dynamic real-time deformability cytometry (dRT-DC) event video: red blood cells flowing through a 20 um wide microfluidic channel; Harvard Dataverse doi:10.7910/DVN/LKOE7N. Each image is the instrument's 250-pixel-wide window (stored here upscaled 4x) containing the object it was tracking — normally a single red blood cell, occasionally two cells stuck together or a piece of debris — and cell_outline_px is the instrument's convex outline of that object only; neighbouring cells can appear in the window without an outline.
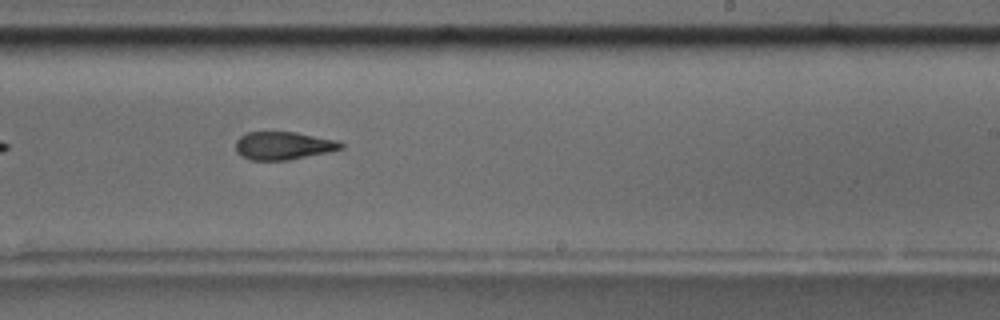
{"species": "common noctule bat (a hibernating species)", "species_latin": "Nyctalus noctula", "temperature_condition": "room temperature", "stored_images_in_passage": 38, "camera_frame_rate_fps": 3000, "um_per_image_px": 0.085, "animal": {"sex": "male", "body_mass_g": 17.5, "forearm_length_mm": 52.3}, "frame": {"image": 1, "passage_image": 17, "time_ms": 5.333, "image_size_px": [1000, 320], "cell_outline_px": [[344, 148], [328, 152], [288, 160], [252, 160], [240, 156], [236, 152], [236, 140], [240, 136], [248, 132], [296, 132], [336, 140], [344, 144]], "centroid_in_image_um": [24.07, 12.38], "position_along_channel_um": 264.9, "area_um2": 17.17}}